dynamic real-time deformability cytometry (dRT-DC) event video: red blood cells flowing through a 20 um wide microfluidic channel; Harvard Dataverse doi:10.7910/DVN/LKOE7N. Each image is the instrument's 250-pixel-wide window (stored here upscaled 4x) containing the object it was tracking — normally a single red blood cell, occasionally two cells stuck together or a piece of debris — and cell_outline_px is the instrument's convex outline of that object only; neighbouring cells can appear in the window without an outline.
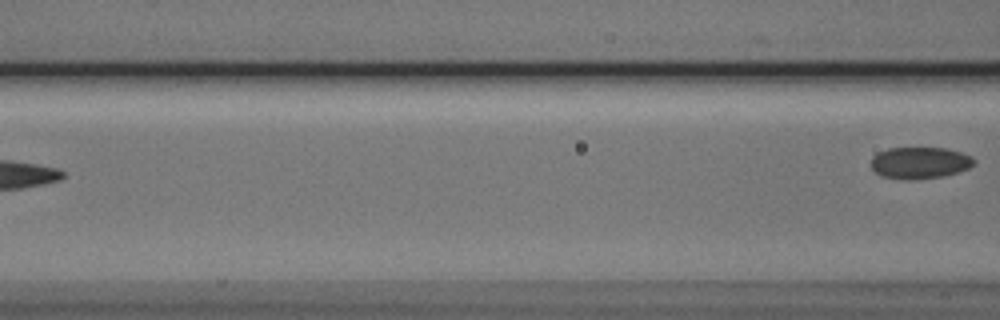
{"species": "Egyptian fruit bat (a non-hibernating species)", "species_latin": "Rousettus aegyptiacus", "temperature_condition": "cold", "stored_images_in_passage": 6, "camera_frame_rate_fps": 3000, "um_per_image_px": 0.085, "animal": {"sex": "male"}, "frame": {"image": 1, "passage_image": 6, "time_ms": 6.667, "image_size_px": [1000, 320], "cell_outline_px": [[976, 164], [960, 172], [944, 176], [916, 180], [900, 180], [884, 176], [876, 172], [872, 168], [872, 156], [888, 148], [944, 148], [960, 152], [972, 156], [976, 160]], "centroid_in_image_um": [78.23, 13.85], "position_along_channel_um": 88.4, "area_um2": 19.19}}